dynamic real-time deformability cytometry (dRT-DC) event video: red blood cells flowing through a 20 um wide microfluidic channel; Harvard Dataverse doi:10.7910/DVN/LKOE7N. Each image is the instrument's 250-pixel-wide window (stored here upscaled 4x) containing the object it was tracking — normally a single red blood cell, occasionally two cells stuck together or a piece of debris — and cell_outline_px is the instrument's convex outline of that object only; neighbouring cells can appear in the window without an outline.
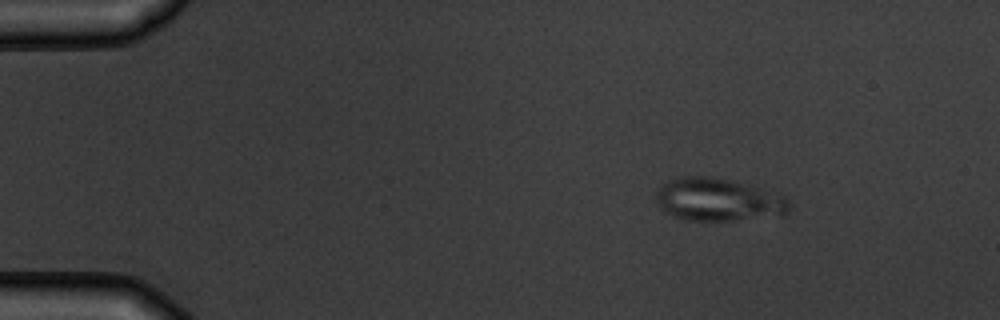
{"species": "common noctule bat (a hibernating species)", "species_latin": "Nyctalus noctula", "temperature_condition": "warm", "stored_images_in_passage": 6, "camera_frame_rate_fps": 3000, "um_per_image_px": 0.085, "animal": {"sex": "male", "body_mass_g": 19.5, "forearm_length_mm": 54.6}, "frame": {"image": 1, "passage_image": 2, "time_ms": 1.333, "image_size_px": [1000, 320], "cell_outline_px": [[792, 208], [784, 216], [732, 220], [688, 220], [676, 216], [660, 208], [656, 196], [656, 188], [668, 180], [684, 176], [712, 176], [732, 180], [784, 196], [792, 204]], "centroid_in_image_um": [61.08, 16.97], "position_along_channel_um": 23.9, "area_um2": 33.29}}